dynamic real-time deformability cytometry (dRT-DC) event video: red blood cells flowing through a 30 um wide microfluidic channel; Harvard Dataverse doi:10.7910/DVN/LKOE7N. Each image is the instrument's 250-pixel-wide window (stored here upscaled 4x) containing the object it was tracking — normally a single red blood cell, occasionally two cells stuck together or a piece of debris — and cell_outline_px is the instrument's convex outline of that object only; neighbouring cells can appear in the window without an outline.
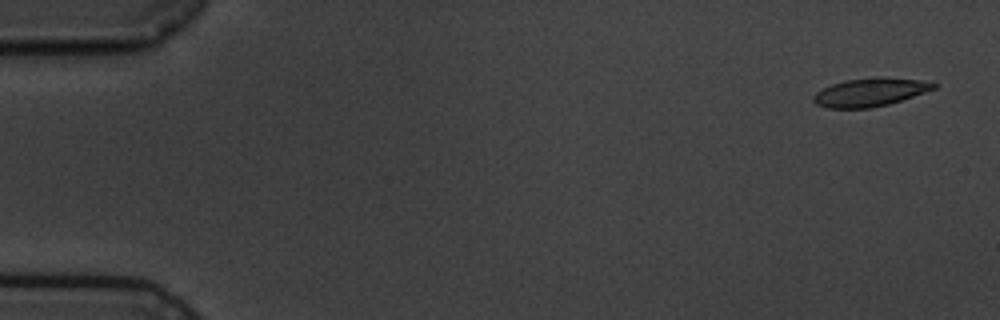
{"species": "common noctule bat (a hibernating species)", "species_latin": "Nyctalus noctula", "temperature_condition": "cold", "stored_images_in_passage": 15, "camera_frame_rate_fps": 3000, "um_per_image_px": 0.085, "animal": {"sex": "male", "body_mass_g": 19.5, "forearm_length_mm": 54.6}, "frame": {"image": 1, "passage_image": 1, "time_ms": 0.0, "image_size_px": [1000, 320], "cell_outline_px": [[936, 88], [888, 104], [872, 108], [828, 108], [816, 104], [812, 100], [812, 96], [816, 92], [832, 84], [844, 80], [876, 76], [884, 76], [920, 80], [936, 84]], "centroid_in_image_um": [73.91, 7.82], "position_along_channel_um": 11.1, "area_um2": 19.83}}
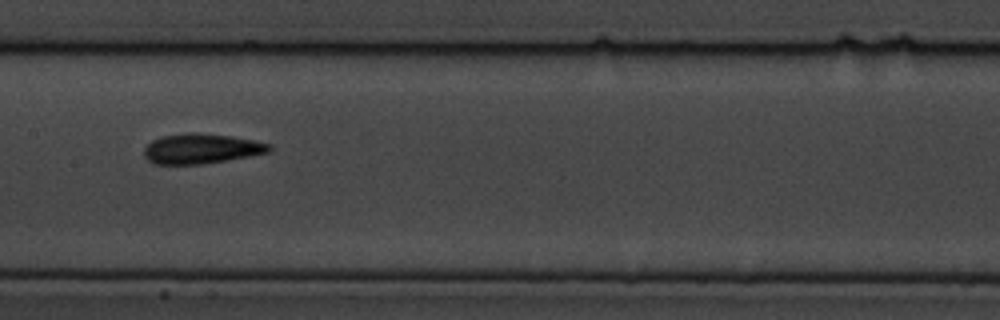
{"frame": {"image": 2, "passage_image": 8, "time_ms": 8.667, "image_size_px": [1000, 320], "cell_outline_px": [[272, 148], [268, 152], [248, 156], [204, 164], [152, 164], [144, 156], [144, 148], [152, 140], [160, 136], [188, 132], [196, 132], [228, 136], [252, 140], [272, 144]], "centroid_in_image_um": [17.06, 12.63], "position_along_channel_um": 190.3, "area_um2": 21.85}}
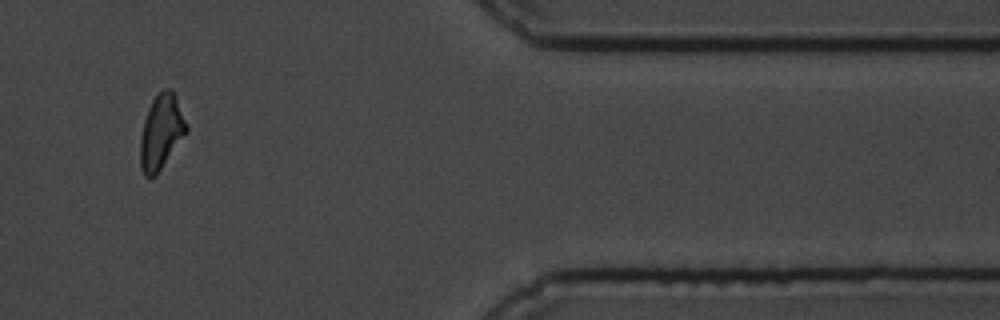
{"frame": {"image": 3, "passage_image": 13, "time_ms": 15.333, "image_size_px": [1000, 320], "cell_outline_px": [[188, 132], [156, 176], [148, 180], [144, 176], [140, 168], [140, 136], [144, 120], [148, 108], [156, 92], [164, 88], [168, 88], [176, 96], [188, 128]], "centroid_in_image_um": [13.69, 11.25], "position_along_channel_um": 397.7, "area_um2": 20.46}, "authors_computed_cell_mechanics": {"area_um2": 20.7502, "velocity_mm_per_s": 3.5826, "shape_relaxation_time_tau1_ms": 3.625, "shape_relaxation_time_tau2_ms": 1.8705, "deformation_change_tau1": 0.0978, "deformation_change_tau2": 0.0663}}